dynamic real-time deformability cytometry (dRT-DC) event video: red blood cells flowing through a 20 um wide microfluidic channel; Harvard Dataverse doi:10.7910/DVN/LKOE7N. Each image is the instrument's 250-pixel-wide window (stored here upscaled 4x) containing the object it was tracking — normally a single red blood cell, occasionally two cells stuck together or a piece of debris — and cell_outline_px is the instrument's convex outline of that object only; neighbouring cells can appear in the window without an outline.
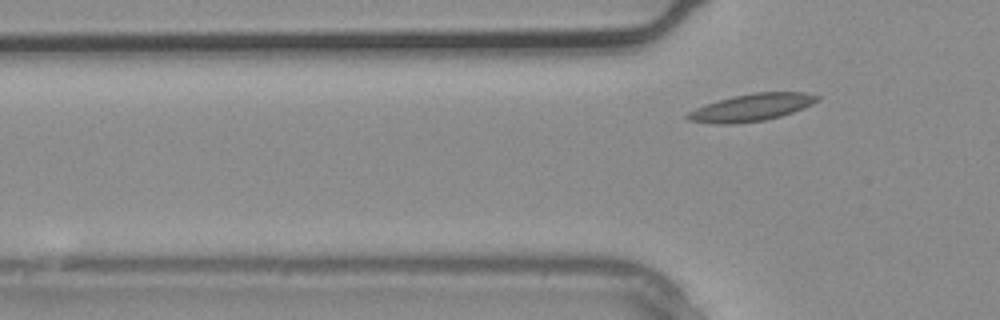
{"species": "common noctule bat (a hibernating species)", "species_latin": "Nyctalus noctula", "temperature_condition": "warm", "stored_images_in_passage": 3, "camera_frame_rate_fps": 3000, "um_per_image_px": 0.085, "animal": {"sex": "male", "body_mass_g": 20.4}, "frame": {"image": 1, "passage_image": 3, "time_ms": 0.667, "image_size_px": [1000, 320], "cell_outline_px": [[820, 100], [812, 104], [792, 112], [780, 116], [764, 120], [732, 124], [716, 124], [688, 120], [684, 116], [688, 112], [696, 108], [720, 100], [736, 96], [756, 92], [804, 92], [820, 96]], "centroid_in_image_um": [63.89, 9.14], "position_along_channel_um": 61.9, "area_um2": 20.29}}